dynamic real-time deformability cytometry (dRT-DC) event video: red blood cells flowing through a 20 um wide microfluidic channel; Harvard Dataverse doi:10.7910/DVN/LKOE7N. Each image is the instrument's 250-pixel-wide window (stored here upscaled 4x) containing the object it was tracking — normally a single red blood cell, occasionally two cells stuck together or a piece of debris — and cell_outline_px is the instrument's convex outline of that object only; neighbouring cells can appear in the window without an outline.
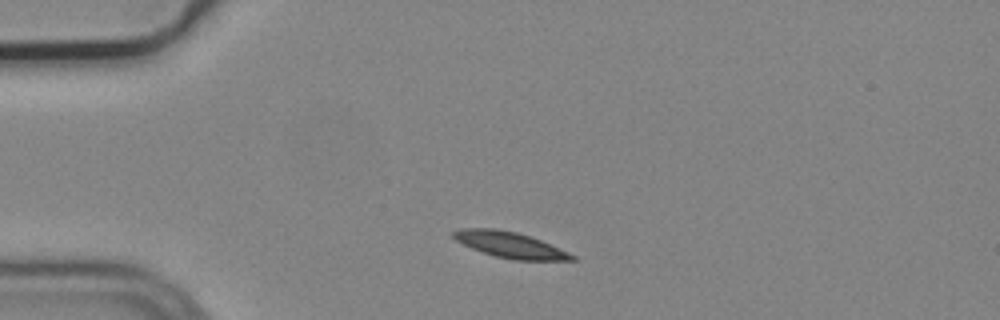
{"species": "common noctule bat (a hibernating species)", "species_latin": "Nyctalus noctula", "temperature_condition": "cold", "stored_images_in_passage": 3, "camera_frame_rate_fps": 3000, "um_per_image_px": 0.085, "animal": {"sex": "male", "body_mass_g": 19.2, "forearm_length_mm": 51.8}, "frame": {"image": 1, "passage_image": 1, "time_ms": 0.0, "image_size_px": [1000, 320], "cell_outline_px": [[576, 260], [512, 260], [496, 256], [472, 248], [456, 240], [452, 236], [452, 232], [464, 228], [496, 228], [516, 232], [540, 240], [568, 252], [576, 256]], "centroid_in_image_um": [43.35, 20.81], "position_along_channel_um": 41.6, "area_um2": 17.57}}
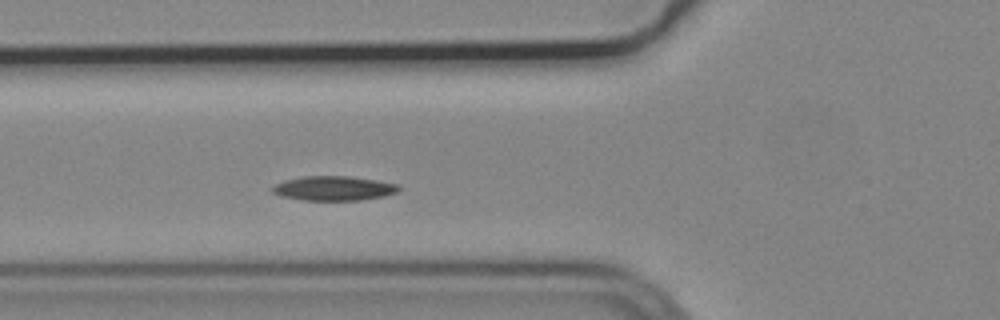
{"frame": {"image": 2, "passage_image": 3, "time_ms": 0.667, "image_size_px": [1000, 320], "cell_outline_px": [[400, 188], [396, 192], [384, 196], [360, 200], [304, 200], [280, 196], [272, 192], [272, 188], [276, 184], [284, 180], [304, 176], [348, 176], [376, 180], [396, 184]], "centroid_in_image_um": [28.34, 16.0], "position_along_channel_um": 97.5, "area_um2": 17.86}}